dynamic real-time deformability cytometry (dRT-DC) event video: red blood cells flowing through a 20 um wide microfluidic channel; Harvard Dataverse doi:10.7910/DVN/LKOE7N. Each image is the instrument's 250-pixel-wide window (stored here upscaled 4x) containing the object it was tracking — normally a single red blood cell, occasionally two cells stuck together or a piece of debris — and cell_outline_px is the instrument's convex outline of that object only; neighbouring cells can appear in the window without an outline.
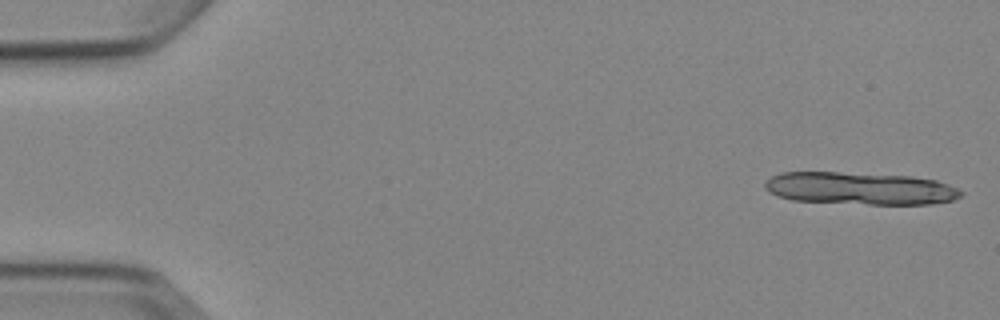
{"species": "Egyptian fruit bat (a non-hibernating species)", "species_latin": "Rousettus aegyptiacus", "temperature_condition": "cold", "stored_images_in_passage": 3, "camera_frame_rate_fps": 3000, "um_per_image_px": 0.085, "animal": {"sex": "female"}, "frame": {"image": 1, "passage_image": 1, "time_ms": 0.0, "image_size_px": [1000, 320], "cell_outline_px": [[964, 192], [960, 196], [952, 200], [932, 204], [868, 204], [792, 200], [776, 196], [768, 192], [764, 188], [764, 184], [772, 176], [780, 172], [840, 172], [912, 176], [936, 180], [948, 184]], "centroid_in_image_um": [73.08, 16.01], "position_along_channel_um": 11.9, "area_um2": 37.17}}